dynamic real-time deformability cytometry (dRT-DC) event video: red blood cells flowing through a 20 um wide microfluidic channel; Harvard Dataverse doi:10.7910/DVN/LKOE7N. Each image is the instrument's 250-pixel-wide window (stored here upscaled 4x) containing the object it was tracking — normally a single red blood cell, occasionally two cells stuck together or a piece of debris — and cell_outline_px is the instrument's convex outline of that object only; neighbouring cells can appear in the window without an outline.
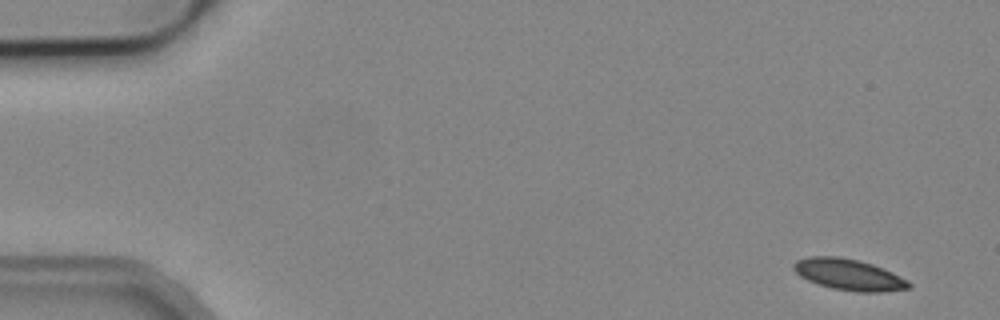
{"species": "common noctule bat (a hibernating species)", "species_latin": "Nyctalus noctula", "temperature_condition": "cold", "stored_images_in_passage": 6, "camera_frame_rate_fps": 3000, "um_per_image_px": 0.085, "animal": {"sex": "male", "body_mass_g": 19.2, "forearm_length_mm": 51.8}, "frame": {"image": 1, "passage_image": 1, "time_ms": 0.0, "image_size_px": [1000, 320], "cell_outline_px": [[912, 284], [908, 288], [880, 292], [856, 292], [832, 288], [816, 284], [800, 276], [792, 268], [792, 264], [796, 260], [808, 256], [836, 256], [856, 260], [872, 264], [884, 268], [908, 280]], "centroid_in_image_um": [72.12, 23.34], "position_along_channel_um": 12.9, "area_um2": 20.98}}
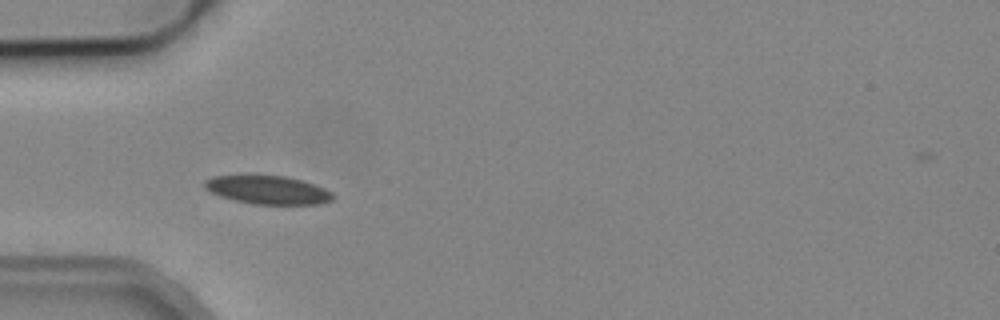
{"frame": {"image": 2, "passage_image": 5, "time_ms": 4.667, "image_size_px": [1000, 320], "cell_outline_px": [[336, 196], [332, 200], [320, 204], [252, 204], [220, 196], [204, 188], [204, 180], [212, 176], [248, 172], [284, 176], [304, 180], [324, 188], [332, 192]], "centroid_in_image_um": [22.72, 16.09], "position_along_channel_um": 62.3, "area_um2": 22.2}}